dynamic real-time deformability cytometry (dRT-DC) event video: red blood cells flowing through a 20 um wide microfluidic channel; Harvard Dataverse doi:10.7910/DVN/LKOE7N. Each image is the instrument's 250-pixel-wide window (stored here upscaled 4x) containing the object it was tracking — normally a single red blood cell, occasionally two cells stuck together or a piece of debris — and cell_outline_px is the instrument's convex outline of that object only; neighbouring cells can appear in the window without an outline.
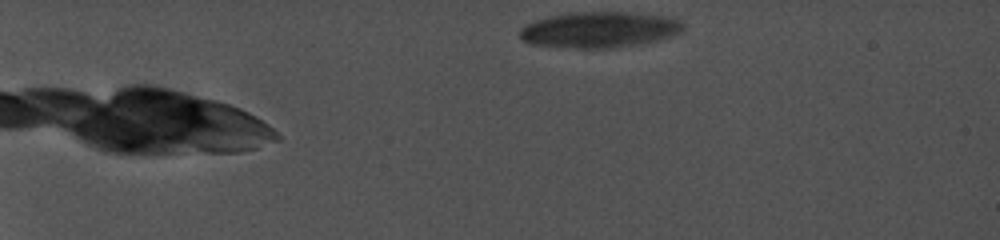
{"species": "common noctule bat (a hibernating species)", "species_latin": "Nyctalus noctula", "temperature_condition": "cold", "stored_images_in_passage": 6, "camera_frame_rate_fps": 5000, "um_per_image_px": 0.085, "animal": {"sex": "female", "body_mass_g": 19.0, "forearm_length_mm": 56.7}, "frame": {"image": 1, "passage_image": 2, "time_ms": 0.4, "image_size_px": [1000, 240], "cell_outline_px": [[672, 28], [660, 32], [604, 44], [580, 44], [528, 40], [524, 36], [524, 28], [532, 24], [556, 16], [604, 12], [616, 12], [664, 20], [672, 24]], "centroid_in_image_um": [50.51, 2.4], "position_along_channel_um": 34.5, "area_um2": 24.8}}